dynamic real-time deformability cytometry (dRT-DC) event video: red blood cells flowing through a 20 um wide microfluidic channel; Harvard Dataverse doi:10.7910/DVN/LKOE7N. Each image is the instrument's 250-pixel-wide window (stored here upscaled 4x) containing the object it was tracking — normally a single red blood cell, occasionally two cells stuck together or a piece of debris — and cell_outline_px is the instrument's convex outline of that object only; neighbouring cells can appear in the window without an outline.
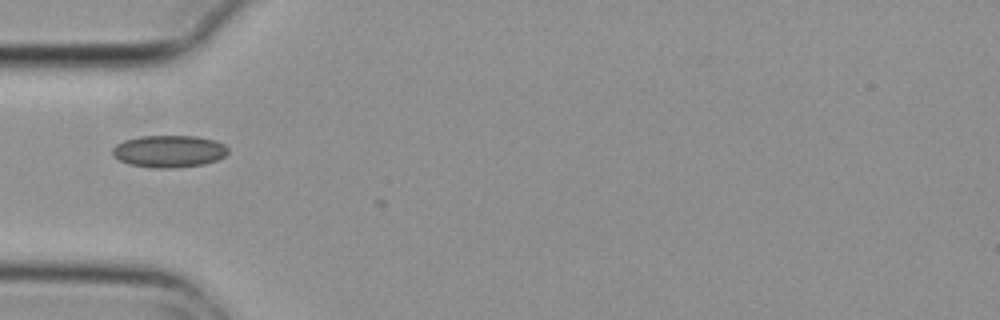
{"species": "common noctule bat (a hibernating species)", "species_latin": "Nyctalus noctula", "temperature_condition": "cold", "stored_images_in_passage": 2, "camera_frame_rate_fps": 3000, "um_per_image_px": 0.085, "animal": {"sex": "female", "body_mass_g": 29.2, "forearm_length_mm": 56.3}, "frame": {"image": 1, "passage_image": 1, "time_ms": 0.0, "image_size_px": [1000, 320], "cell_outline_px": [[228, 152], [224, 156], [216, 160], [204, 164], [168, 168], [156, 168], [128, 164], [112, 156], [112, 148], [116, 144], [124, 140], [140, 136], [196, 136], [216, 140], [224, 144], [228, 148]], "centroid_in_image_um": [14.35, 12.85], "position_along_channel_um": 70.7, "area_um2": 21.68}}